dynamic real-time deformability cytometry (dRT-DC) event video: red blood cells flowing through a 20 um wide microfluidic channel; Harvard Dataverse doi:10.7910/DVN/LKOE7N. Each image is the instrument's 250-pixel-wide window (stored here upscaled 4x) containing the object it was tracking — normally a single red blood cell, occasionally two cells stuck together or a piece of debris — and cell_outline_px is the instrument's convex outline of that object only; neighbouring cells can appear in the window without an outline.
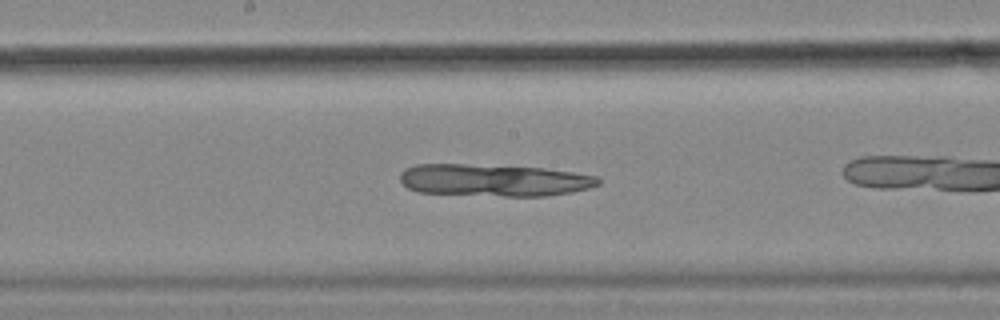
{"species": "common noctule bat (a hibernating species)", "species_latin": "Nyctalus noctula", "temperature_condition": "cold", "stored_images_in_passage": 37, "camera_frame_rate_fps": 3000, "um_per_image_px": 0.085, "animal": {"sex": "female", "body_mass_g": 18.4}, "frame": {"image": 1, "passage_image": 22, "time_ms": 7.0, "image_size_px": [1000, 320], "cell_outline_px": [[600, 184], [588, 188], [572, 192], [548, 196], [504, 196], [416, 192], [408, 188], [400, 180], [400, 172], [404, 168], [416, 164], [464, 164], [544, 168], [600, 176]], "centroid_in_image_um": [41.98, 15.31], "position_along_channel_um": 206.2, "area_um2": 37.28}}